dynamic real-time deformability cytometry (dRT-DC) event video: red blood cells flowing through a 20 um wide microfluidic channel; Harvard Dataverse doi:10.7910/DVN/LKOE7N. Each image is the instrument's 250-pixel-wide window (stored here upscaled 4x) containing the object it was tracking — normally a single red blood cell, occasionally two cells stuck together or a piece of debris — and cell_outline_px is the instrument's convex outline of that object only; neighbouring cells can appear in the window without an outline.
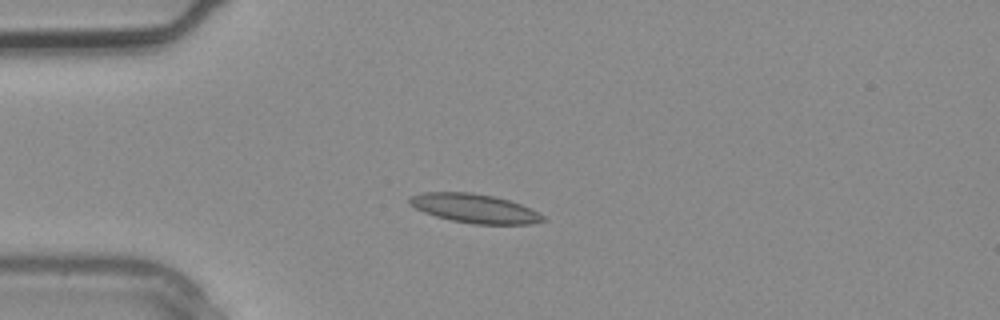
{"species": "common noctule bat (a hibernating species)", "species_latin": "Nyctalus noctula", "temperature_condition": "warm", "stored_images_in_passage": 2, "camera_frame_rate_fps": 3000, "um_per_image_px": 0.085, "animal": {"sex": "male", "body_mass_g": 20.4}, "frame": {"image": 1, "passage_image": 2, "time_ms": 0.333, "image_size_px": [1000, 320], "cell_outline_px": [[548, 220], [532, 224], [472, 224], [452, 220], [436, 216], [424, 212], [408, 204], [408, 196], [424, 192], [468, 192], [492, 196], [508, 200], [520, 204], [544, 216]], "centroid_in_image_um": [40.31, 17.72], "position_along_channel_um": 44.7, "area_um2": 22.43}}